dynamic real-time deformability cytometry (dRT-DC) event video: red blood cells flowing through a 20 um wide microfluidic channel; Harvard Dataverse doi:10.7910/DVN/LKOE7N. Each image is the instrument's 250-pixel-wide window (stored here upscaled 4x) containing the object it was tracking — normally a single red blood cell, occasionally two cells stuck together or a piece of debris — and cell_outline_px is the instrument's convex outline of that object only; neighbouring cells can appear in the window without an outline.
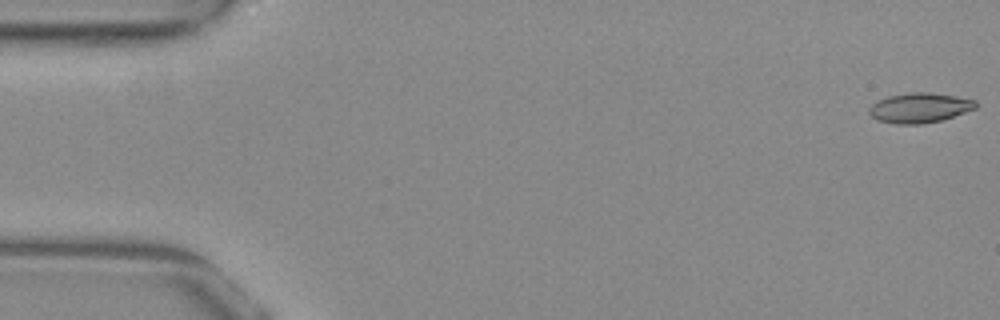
{"species": "common noctule bat (a hibernating species)", "species_latin": "Nyctalus noctula", "temperature_condition": "warm", "stored_images_in_passage": 37, "camera_frame_rate_fps": 3000, "um_per_image_px": 0.085, "animal": {"sex": "female", "body_mass_g": 29.2, "forearm_length_mm": 56.3}, "frame": {"image": 1, "passage_image": 1, "time_ms": 0.0, "image_size_px": [1000, 320], "cell_outline_px": [[976, 108], [940, 120], [924, 124], [896, 124], [876, 120], [868, 112], [868, 108], [876, 100], [888, 96], [912, 92], [928, 92], [956, 96], [976, 100]], "centroid_in_image_um": [78.12, 9.16], "position_along_channel_um": 6.9, "area_um2": 18.55}}
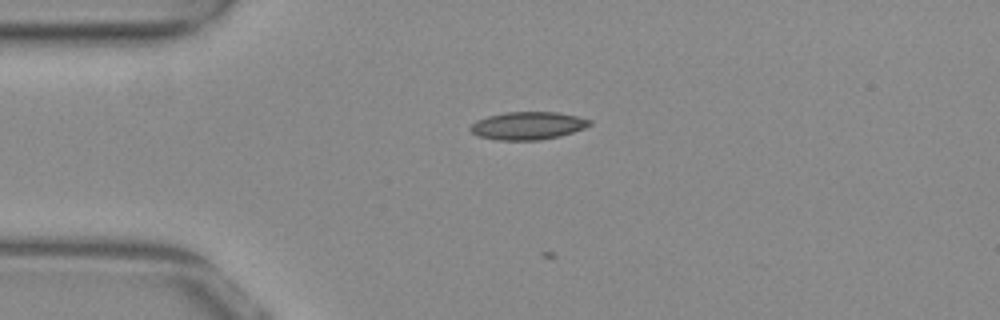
{"frame": {"image": 2, "passage_image": 13, "time_ms": 4.0, "image_size_px": [1000, 320], "cell_outline_px": [[592, 124], [584, 128], [560, 136], [540, 140], [496, 140], [480, 136], [472, 132], [468, 128], [476, 120], [488, 116], [504, 112], [556, 112], [576, 116], [592, 120]], "centroid_in_image_um": [44.86, 10.68], "position_along_channel_um": 40.1, "area_um2": 19.31}}